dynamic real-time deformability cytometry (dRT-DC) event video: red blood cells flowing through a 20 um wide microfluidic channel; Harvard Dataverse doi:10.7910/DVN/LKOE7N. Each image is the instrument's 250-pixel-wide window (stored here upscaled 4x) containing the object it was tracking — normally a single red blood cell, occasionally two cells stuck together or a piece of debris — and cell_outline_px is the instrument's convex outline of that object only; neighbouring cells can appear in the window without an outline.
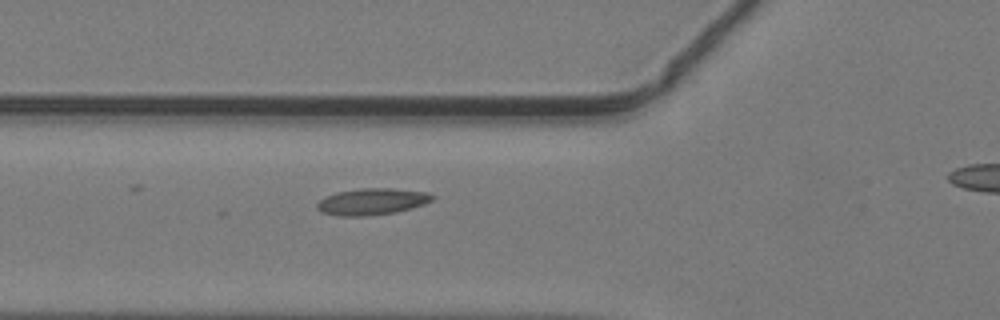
{"species": "common noctule bat (a hibernating species)", "species_latin": "Nyctalus noctula", "temperature_condition": "warm", "stored_images_in_passage": 25, "camera_frame_rate_fps": 3000, "um_per_image_px": 0.085, "animal": {"sex": "male", "body_mass_g": 19.2, "forearm_length_mm": 51.8}, "frame": {"image": 1, "passage_image": 3, "time_ms": 0.667, "image_size_px": [1000, 320], "cell_outline_px": [[436, 196], [432, 200], [424, 204], [412, 208], [396, 212], [368, 216], [340, 216], [320, 212], [316, 208], [316, 204], [320, 200], [336, 192], [360, 188], [392, 188], [428, 192]], "centroid_in_image_um": [31.63, 17.13], "position_along_channel_um": 94.2, "area_um2": 17.98}}
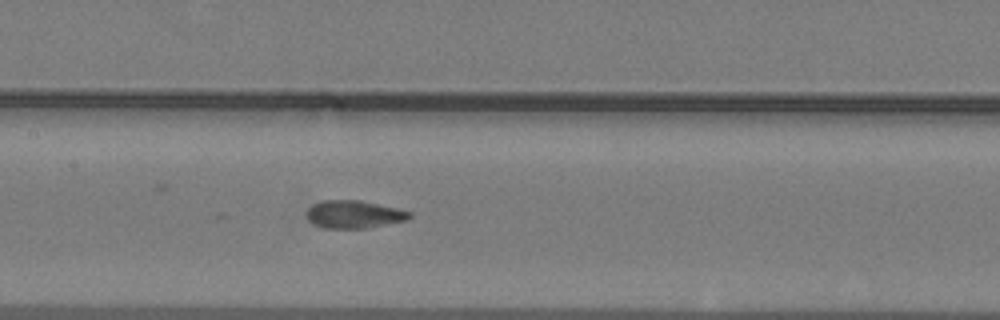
{"frame": {"image": 2, "passage_image": 9, "time_ms": 2.667, "image_size_px": [1000, 320], "cell_outline_px": [[412, 216], [404, 220], [364, 228], [324, 228], [312, 224], [308, 220], [308, 208], [312, 204], [324, 200], [360, 200], [396, 208], [412, 212]], "centroid_in_image_um": [30.05, 18.21], "position_along_channel_um": 177.4, "area_um2": 16.42}}
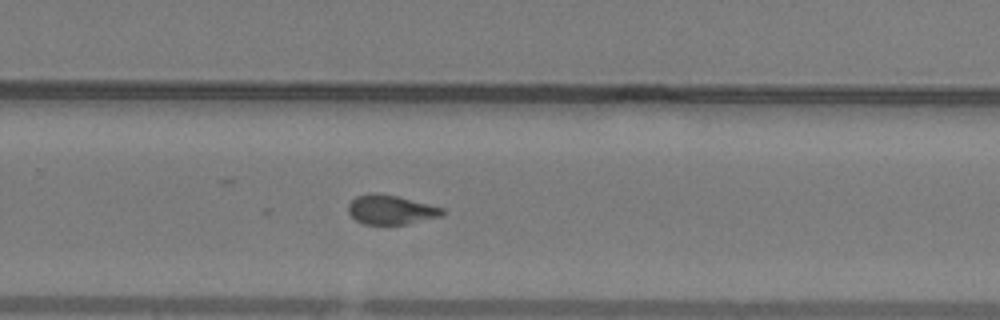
{"frame": {"image": 3, "passage_image": 18, "time_ms": 5.667, "image_size_px": [1000, 320], "cell_outline_px": [[444, 212], [440, 216], [408, 224], [364, 224], [356, 220], [348, 212], [348, 204], [356, 196], [368, 192], [376, 192], [396, 196], [444, 208]], "centroid_in_image_um": [33.18, 17.82], "position_along_channel_um": 296.6, "area_um2": 16.01}}